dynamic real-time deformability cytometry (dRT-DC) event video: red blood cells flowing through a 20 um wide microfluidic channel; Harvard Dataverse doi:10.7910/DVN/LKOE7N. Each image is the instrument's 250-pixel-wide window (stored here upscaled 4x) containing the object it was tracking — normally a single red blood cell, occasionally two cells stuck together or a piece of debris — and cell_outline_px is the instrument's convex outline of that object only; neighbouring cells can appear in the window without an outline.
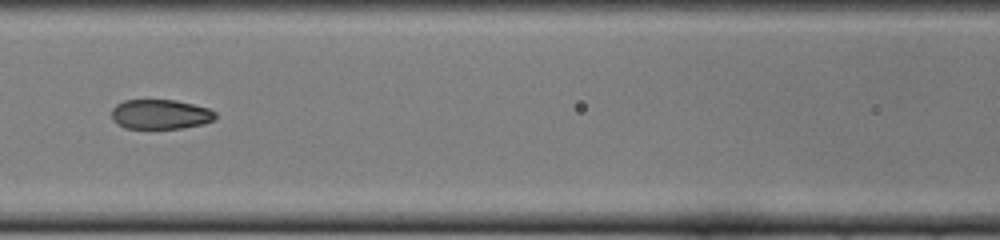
{"species": "common noctule bat (a hibernating species)", "species_latin": "Nyctalus noctula", "temperature_condition": "cold", "stored_images_in_passage": 17, "camera_frame_rate_fps": 3000, "um_per_image_px": 0.085, "animal": {"sex": "female", "body_mass_g": 22.0, "forearm_length_mm": 56.7}, "frame": {"image": 1, "passage_image": 12, "time_ms": 3.667, "image_size_px": [1000, 240], "cell_outline_px": [[216, 116], [212, 120], [204, 124], [184, 128], [124, 128], [112, 120], [112, 108], [116, 104], [124, 100], [176, 100], [208, 108], [216, 112]], "centroid_in_image_um": [13.62, 9.71], "position_along_channel_um": 153.0, "area_um2": 17.98}}